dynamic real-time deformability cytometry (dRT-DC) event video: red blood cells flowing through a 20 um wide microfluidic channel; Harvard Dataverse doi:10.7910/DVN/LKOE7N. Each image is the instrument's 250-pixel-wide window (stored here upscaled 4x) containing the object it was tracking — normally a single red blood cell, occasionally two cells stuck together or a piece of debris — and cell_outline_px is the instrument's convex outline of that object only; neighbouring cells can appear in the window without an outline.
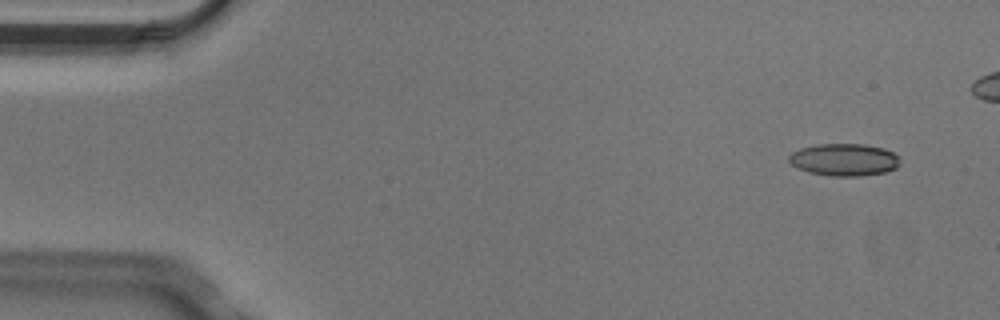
{"species": "Egyptian fruit bat (a non-hibernating species)", "species_latin": "Rousettus aegyptiacus", "temperature_condition": "cold", "stored_images_in_passage": 5, "camera_frame_rate_fps": 3000, "um_per_image_px": 0.085, "animal": {"sex": "male"}, "frame": {"image": 1, "passage_image": 1, "time_ms": 0.0, "image_size_px": [1000, 320], "cell_outline_px": [[900, 164], [896, 168], [884, 172], [860, 176], [832, 176], [808, 172], [796, 168], [788, 160], [788, 156], [792, 152], [800, 148], [816, 144], [864, 144], [884, 148], [900, 156]], "centroid_in_image_um": [71.75, 13.57], "position_along_channel_um": 13.2, "area_um2": 21.1}}